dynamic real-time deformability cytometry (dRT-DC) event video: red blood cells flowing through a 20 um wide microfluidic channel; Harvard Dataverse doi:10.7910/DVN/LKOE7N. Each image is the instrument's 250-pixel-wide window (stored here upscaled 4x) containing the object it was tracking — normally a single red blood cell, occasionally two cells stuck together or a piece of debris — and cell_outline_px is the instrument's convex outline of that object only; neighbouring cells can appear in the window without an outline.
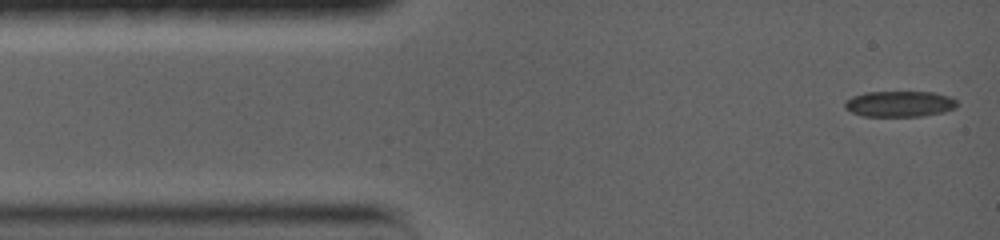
{"species": "common noctule bat (a hibernating species)", "species_latin": "Nyctalus noctula", "temperature_condition": "warm", "stored_images_in_passage": 46, "camera_frame_rate_fps": 5000, "um_per_image_px": 0.085, "animal": {"sex": "female", "body_mass_g": 19.0, "forearm_length_mm": 56.7}, "frame": {"image": 1, "passage_image": 1, "time_ms": 0.0, "image_size_px": [1000, 240], "cell_outline_px": [[956, 108], [944, 112], [924, 116], [864, 116], [852, 112], [844, 108], [844, 100], [852, 96], [864, 92], [932, 92], [948, 96], [956, 100]], "centroid_in_image_um": [76.43, 8.83], "position_along_channel_um": 8.6, "area_um2": 16.99}}
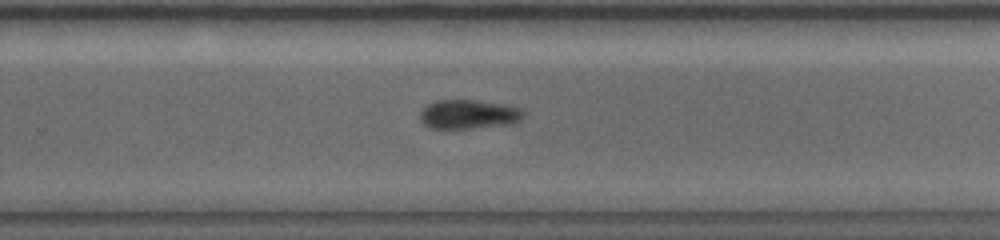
{"frame": {"image": 2, "passage_image": 26, "time_ms": 9.6, "image_size_px": [1000, 240], "cell_outline_px": [[524, 112], [520, 120], [512, 124], [468, 128], [428, 128], [420, 120], [420, 112], [428, 104], [436, 100], [476, 100], [500, 104], [516, 108]], "centroid_in_image_um": [39.77, 9.72], "position_along_channel_um": 290.0, "area_um2": 17.28}}
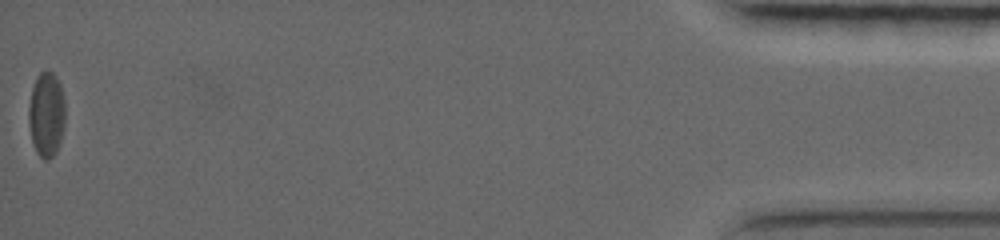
{"frame": {"image": 3, "passage_image": 46, "time_ms": 17.2, "image_size_px": [1000, 240], "cell_outline_px": [[64, 128], [56, 152], [48, 160], [44, 160], [36, 152], [32, 140], [28, 124], [28, 108], [32, 88], [36, 76], [44, 68], [48, 68], [56, 76], [60, 84], [64, 100]], "centroid_in_image_um": [3.93, 9.68], "position_along_channel_um": 431.3, "area_um2": 18.32}, "authors_computed_cell_mechanics": {"area_um2": 17.629, "velocity_mm_per_s": 3.67, "shape_relaxation_time_tau1_ms": 2.5016, "shape_relaxation_time_tau2_ms": null, "deformation_change_tau1": 0.0837, "deformation_change_tau2": null}}